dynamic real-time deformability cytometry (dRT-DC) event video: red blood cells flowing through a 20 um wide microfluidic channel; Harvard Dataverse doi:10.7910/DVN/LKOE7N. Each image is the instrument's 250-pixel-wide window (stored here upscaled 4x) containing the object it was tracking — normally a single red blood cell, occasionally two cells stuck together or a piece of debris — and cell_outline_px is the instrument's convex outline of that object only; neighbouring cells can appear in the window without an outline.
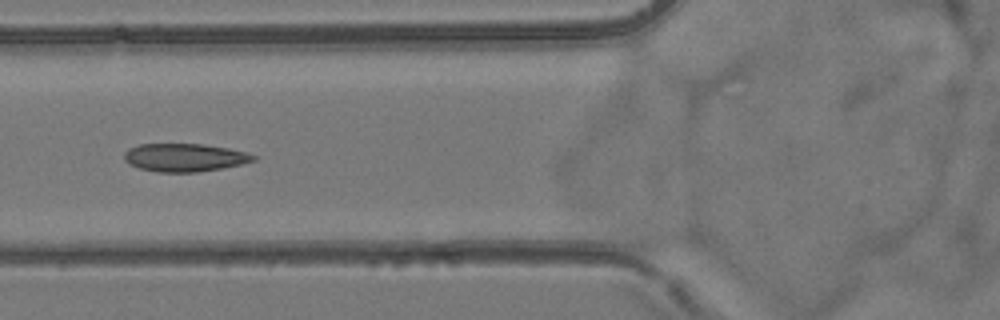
{"species": "common noctule bat (a hibernating species)", "species_latin": "Nyctalus noctula", "temperature_condition": "room temperature", "stored_images_in_passage": 6, "camera_frame_rate_fps": 3000, "um_per_image_px": 0.085, "animal": {"sex": "female", "body_mass_g": 24.6, "forearm_length_mm": 56.2}, "frame": {"image": 1, "passage_image": 6, "time_ms": 6.0, "image_size_px": [1000, 320], "cell_outline_px": [[256, 160], [240, 164], [220, 168], [196, 172], [156, 172], [140, 168], [128, 164], [124, 160], [124, 152], [128, 148], [140, 144], [204, 144], [228, 148], [248, 152], [256, 156]], "centroid_in_image_um": [15.67, 13.38], "position_along_channel_um": 110.1, "area_um2": 21.15}}